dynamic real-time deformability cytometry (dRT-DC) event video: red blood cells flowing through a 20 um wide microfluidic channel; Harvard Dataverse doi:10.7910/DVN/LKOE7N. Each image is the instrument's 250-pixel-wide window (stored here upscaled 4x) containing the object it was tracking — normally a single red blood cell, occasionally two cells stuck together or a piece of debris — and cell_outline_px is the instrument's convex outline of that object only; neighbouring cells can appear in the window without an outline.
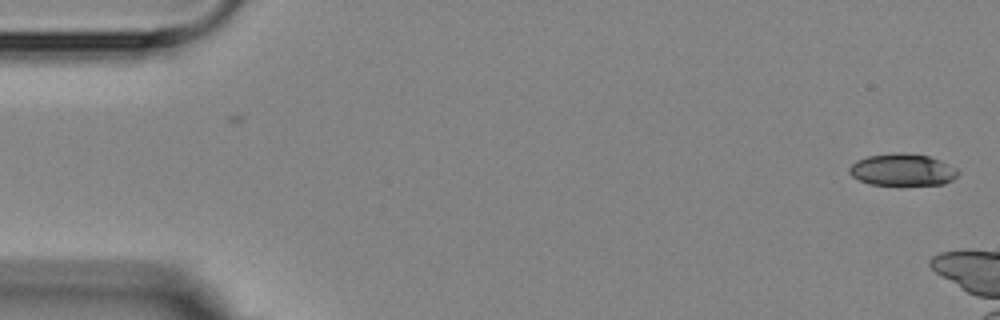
{"species": "Egyptian fruit bat (a non-hibernating species)", "species_latin": "Rousettus aegyptiacus", "temperature_condition": "room temperature", "stored_images_in_passage": 4, "camera_frame_rate_fps": 3000, "um_per_image_px": 0.085, "animal": {"sex": "female"}, "frame": {"image": 1, "passage_image": 1, "time_ms": 0.0, "image_size_px": [1000, 320], "cell_outline_px": [[960, 172], [952, 180], [944, 184], [872, 184], [860, 180], [852, 176], [848, 172], [848, 168], [856, 160], [868, 156], [896, 152], [900, 152], [928, 156], [940, 160], [956, 168]], "centroid_in_image_um": [76.7, 14.42], "position_along_channel_um": 8.3, "area_um2": 20.06}}